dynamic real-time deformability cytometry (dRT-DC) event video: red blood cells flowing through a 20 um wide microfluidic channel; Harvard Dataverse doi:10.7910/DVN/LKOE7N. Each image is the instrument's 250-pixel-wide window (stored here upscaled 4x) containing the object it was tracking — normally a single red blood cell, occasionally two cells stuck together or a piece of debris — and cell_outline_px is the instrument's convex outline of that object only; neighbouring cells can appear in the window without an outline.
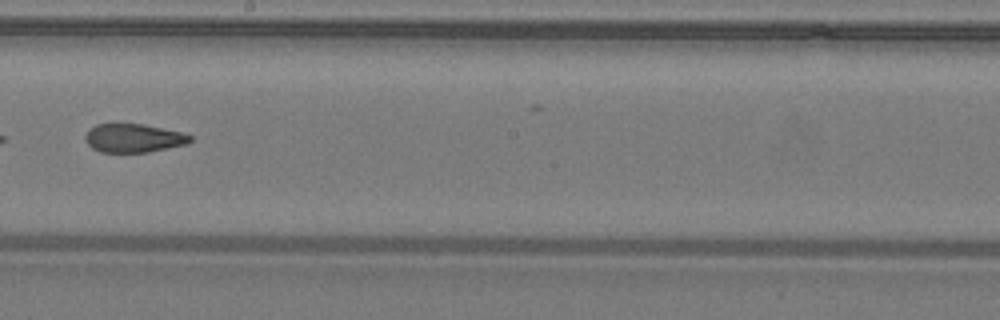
{"species": "common noctule bat (a hibernating species)", "species_latin": "Nyctalus noctula", "temperature_condition": "warm", "stored_images_in_passage": 30, "camera_frame_rate_fps": 3000, "um_per_image_px": 0.085, "animal": {"sex": "male", "body_mass_g": 19.2, "forearm_length_mm": 51.8}, "frame": {"image": 1, "passage_image": 26, "time_ms": 8.333, "image_size_px": [1000, 320], "cell_outline_px": [[192, 140], [188, 144], [148, 152], [100, 152], [92, 148], [88, 144], [84, 136], [96, 124], [144, 124], [180, 132], [192, 136]], "centroid_in_image_um": [11.37, 11.74], "position_along_channel_um": 236.8, "area_um2": 17.34}}